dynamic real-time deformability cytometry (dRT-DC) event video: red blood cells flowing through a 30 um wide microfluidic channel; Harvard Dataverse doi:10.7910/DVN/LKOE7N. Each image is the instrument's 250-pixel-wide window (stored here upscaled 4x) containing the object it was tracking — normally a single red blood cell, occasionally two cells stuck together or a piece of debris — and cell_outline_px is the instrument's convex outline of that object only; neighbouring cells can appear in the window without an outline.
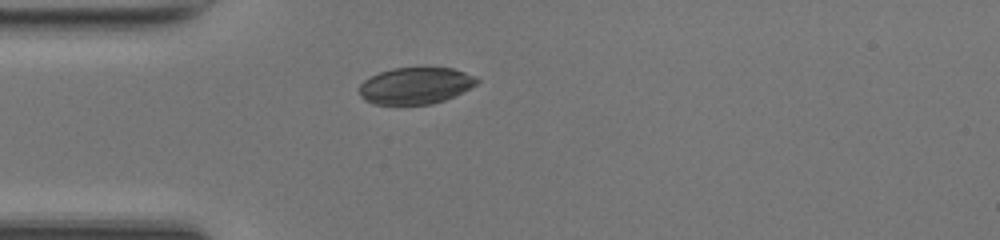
{"species": "common noctule bat (a hibernating species)", "species_latin": "Nyctalus noctula", "temperature_condition": "room temperature", "stored_images_in_passage": 36, "camera_frame_rate_fps": 3000, "um_per_image_px": 0.085, "animal": {"sex": "female", "body_mass_g": 17.0, "forearm_length_mm": 48.0}, "frame": {"image": 1, "passage_image": 1, "time_ms": 0.0, "image_size_px": [1000, 240], "cell_outline_px": [[480, 80], [476, 84], [444, 100], [432, 104], [372, 104], [364, 100], [360, 96], [356, 88], [364, 80], [380, 72], [392, 68], [452, 68], [476, 76]], "centroid_in_image_um": [35.26, 7.28], "position_along_channel_um": 49.7, "area_um2": 25.03}}
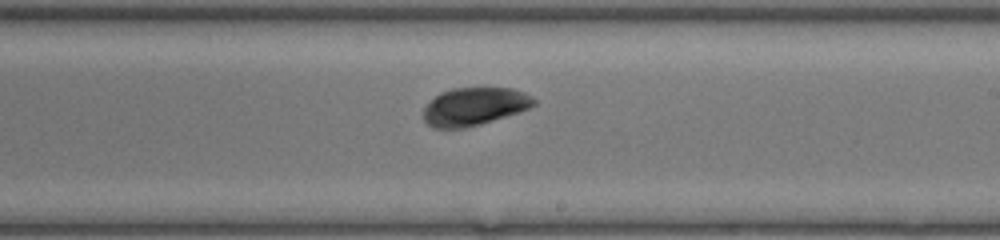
{"frame": {"image": 2, "passage_image": 16, "time_ms": 5.0, "image_size_px": [1000, 240], "cell_outline_px": [[536, 104], [520, 112], [480, 124], [464, 128], [432, 128], [424, 120], [424, 108], [440, 92], [452, 88], [512, 88], [524, 92], [532, 96], [536, 100]], "centroid_in_image_um": [40.34, 9.05], "position_along_channel_um": 248.7, "area_um2": 24.33}}
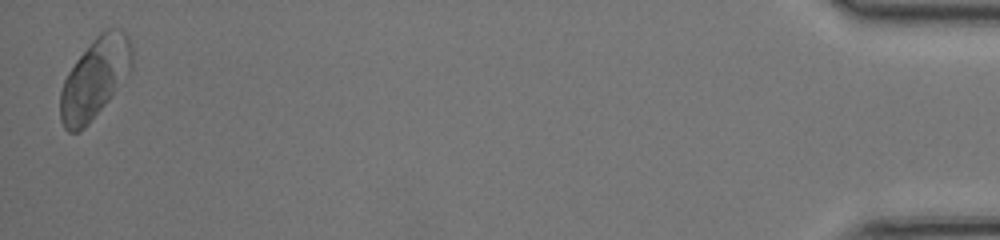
{"frame": {"image": 3, "passage_image": 36, "time_ms": 11.667, "image_size_px": [1000, 240], "cell_outline_px": [[132, 68], [108, 100], [88, 124], [80, 132], [68, 132], [64, 128], [60, 120], [60, 92], [64, 80], [68, 72], [76, 60], [96, 36], [100, 32], [108, 28], [120, 28], [128, 36], [132, 44]], "centroid_in_image_um": [8.05, 6.65], "position_along_channel_um": 427.2, "area_um2": 33.35}, "authors_computed_cell_mechanics": {"area_um2": 25.3453, "velocity_mm_per_s": 4.1837, "shape_relaxation_time_tau1_ms": null, "shape_relaxation_time_tau2_ms": 2.8622, "deformation_change_tau1": null, "deformation_change_tau2": 0.0561}}